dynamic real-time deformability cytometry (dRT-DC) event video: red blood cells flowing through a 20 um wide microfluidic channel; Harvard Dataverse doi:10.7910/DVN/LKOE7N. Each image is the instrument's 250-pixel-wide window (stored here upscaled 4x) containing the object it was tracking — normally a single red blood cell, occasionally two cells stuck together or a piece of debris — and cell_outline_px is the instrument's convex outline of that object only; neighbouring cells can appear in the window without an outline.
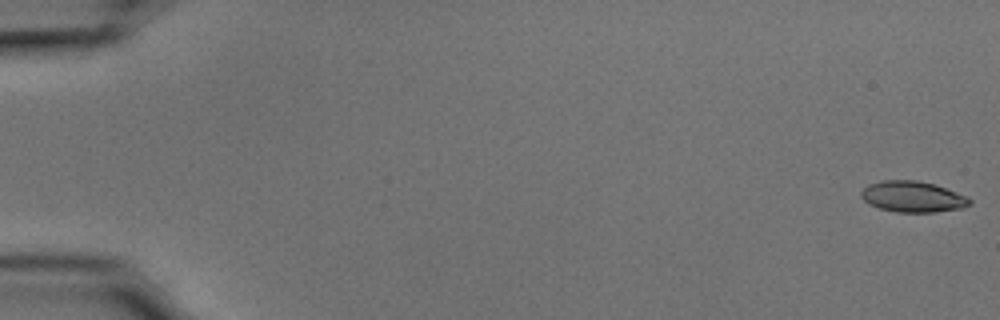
{"species": "common noctule bat (a hibernating species)", "species_latin": "Nyctalus noctula", "temperature_condition": "cold", "stored_images_in_passage": 55, "camera_frame_rate_fps": 3000, "um_per_image_px": 0.085, "animal": {"sex": "male", "body_mass_g": 15.6}, "frame": {"image": 1, "passage_image": 1, "time_ms": 0.0, "image_size_px": [1000, 320], "cell_outline_px": [[972, 204], [964, 208], [932, 212], [896, 212], [880, 208], [868, 204], [860, 196], [860, 192], [868, 184], [880, 180], [916, 180], [932, 184], [968, 196], [972, 200]], "centroid_in_image_um": [77.57, 16.72], "position_along_channel_um": 7.4, "area_um2": 19.65}}
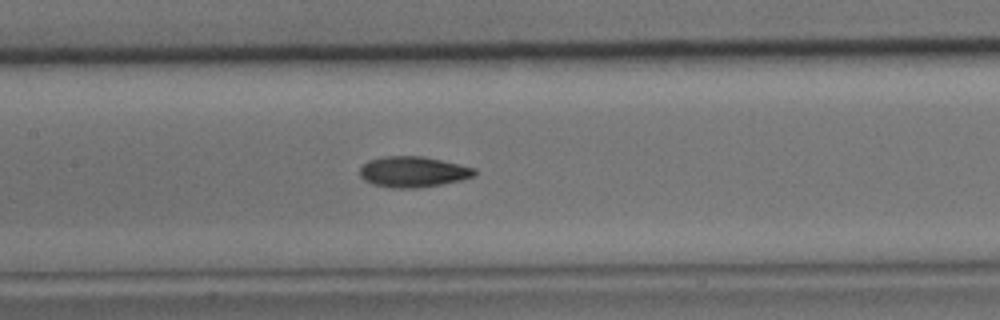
{"frame": {"image": 2, "passage_image": 27, "time_ms": 8.667, "image_size_px": [1000, 320], "cell_outline_px": [[476, 176], [460, 180], [440, 184], [416, 188], [392, 188], [372, 184], [364, 180], [360, 176], [360, 168], [368, 160], [384, 156], [424, 156], [460, 164], [476, 168]], "centroid_in_image_um": [35.11, 14.6], "position_along_channel_um": 172.3, "area_um2": 20.63}}
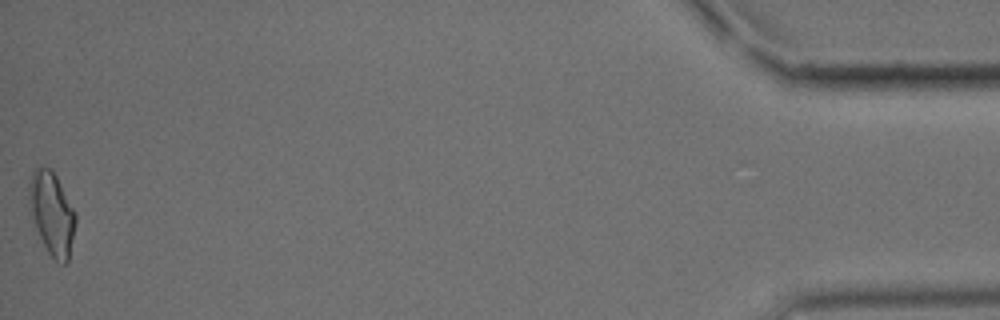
{"frame": {"image": 3, "passage_image": 55, "time_ms": 18.0, "image_size_px": [1000, 320], "cell_outline_px": [[76, 224], [68, 260], [64, 264], [60, 264], [48, 252], [28, 212], [28, 184], [32, 172], [36, 168], [48, 168], [56, 176], [76, 212]], "centroid_in_image_um": [4.39, 18.14], "position_along_channel_um": 430.8, "area_um2": 22.48}, "authors_computed_cell_mechanics": {"area_um2": 19.941, "velocity_mm_per_s": 3.7131, "shape_relaxation_time_tau1_ms": 4.4774, "shape_relaxation_time_tau2_ms": 2.1923, "deformation_change_tau1": 0.147, "deformation_change_tau2": 0.0781}}